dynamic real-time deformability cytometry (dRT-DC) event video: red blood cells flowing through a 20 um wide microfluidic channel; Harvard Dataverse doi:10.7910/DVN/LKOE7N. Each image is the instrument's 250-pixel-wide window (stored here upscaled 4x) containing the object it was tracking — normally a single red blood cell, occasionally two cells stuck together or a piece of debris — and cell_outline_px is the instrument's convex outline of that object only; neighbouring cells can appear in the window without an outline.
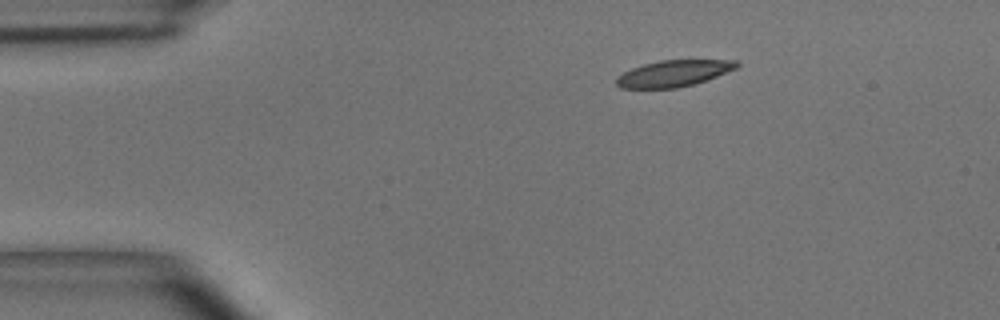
{"species": "common noctule bat (a hibernating species)", "species_latin": "Nyctalus noctula", "temperature_condition": "room temperature", "stored_images_in_passage": 42, "camera_frame_rate_fps": 3000, "um_per_image_px": 0.085, "animal": {"sex": "male", "body_mass_g": 15.6}, "frame": {"image": 1, "passage_image": 1, "time_ms": 0.0, "image_size_px": [1000, 320], "cell_outline_px": [[740, 64], [736, 68], [708, 80], [676, 88], [620, 88], [616, 84], [616, 76], [632, 68], [644, 64], [660, 60], [736, 60]], "centroid_in_image_um": [57.25, 6.24], "position_along_channel_um": 27.7, "area_um2": 18.44}}
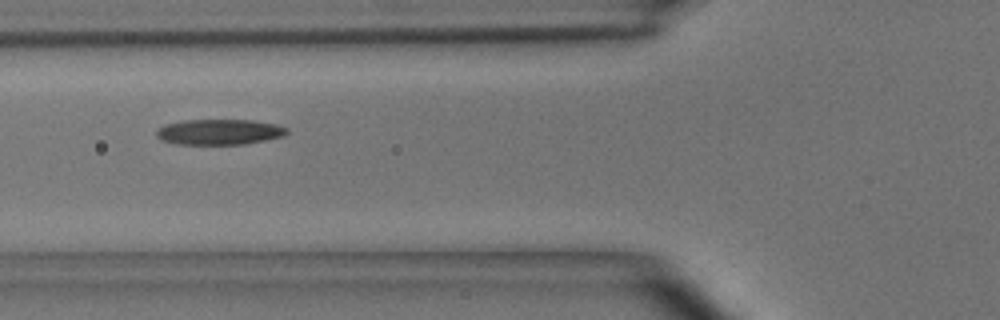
{"frame": {"image": 2, "passage_image": 11, "time_ms": 3.333, "image_size_px": [1000, 320], "cell_outline_px": [[288, 132], [284, 136], [244, 144], [176, 144], [160, 140], [156, 136], [156, 128], [164, 124], [184, 120], [252, 120], [276, 124], [288, 128]], "centroid_in_image_um": [18.6, 11.21], "position_along_channel_um": 107.2, "area_um2": 19.54}}
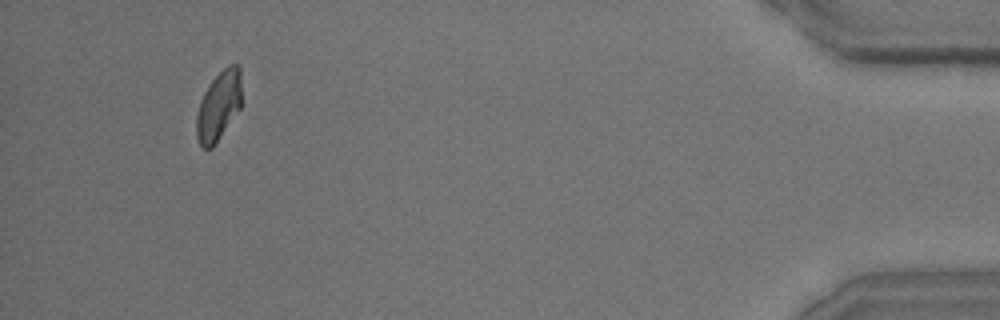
{"frame": {"image": 3, "passage_image": 39, "time_ms": 12.667, "image_size_px": [1000, 320], "cell_outline_px": [[240, 108], [212, 148], [204, 148], [200, 144], [196, 136], [196, 116], [200, 100], [204, 92], [212, 80], [228, 64], [236, 64], [240, 68]], "centroid_in_image_um": [18.57, 9.0], "position_along_channel_um": 416.6, "area_um2": 17.92}, "authors_computed_cell_mechanics": {"area_um2": 19.1318, "velocity_mm_per_s": 4.046, "shape_relaxation_time_tau1_ms": 3.0739, "shape_relaxation_time_tau2_ms": 7.3591, "deformation_change_tau1": 0.1254, "deformation_change_tau2": 0.1303}}